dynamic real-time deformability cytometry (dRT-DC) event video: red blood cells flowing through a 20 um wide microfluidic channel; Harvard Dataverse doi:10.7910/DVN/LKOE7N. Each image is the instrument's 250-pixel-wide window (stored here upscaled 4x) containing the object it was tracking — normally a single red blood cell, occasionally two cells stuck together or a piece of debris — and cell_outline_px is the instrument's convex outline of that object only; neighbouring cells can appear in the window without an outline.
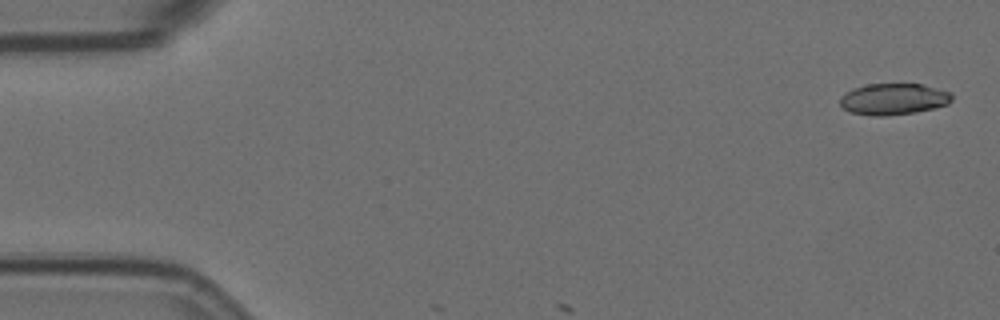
{"species": "Egyptian fruit bat (a non-hibernating species)", "species_latin": "Rousettus aegyptiacus", "temperature_condition": "room temperature", "stored_images_in_passage": 3, "camera_frame_rate_fps": 3000, "um_per_image_px": 0.085, "animal": {"sex": "female"}, "frame": {"image": 1, "passage_image": 1, "time_ms": 0.0, "image_size_px": [1000, 320], "cell_outline_px": [[952, 100], [948, 104], [916, 112], [884, 116], [872, 116], [848, 112], [840, 104], [840, 96], [844, 92], [852, 88], [868, 84], [920, 84], [952, 92]], "centroid_in_image_um": [75.91, 8.42], "position_along_channel_um": 9.1, "area_um2": 20.58}}